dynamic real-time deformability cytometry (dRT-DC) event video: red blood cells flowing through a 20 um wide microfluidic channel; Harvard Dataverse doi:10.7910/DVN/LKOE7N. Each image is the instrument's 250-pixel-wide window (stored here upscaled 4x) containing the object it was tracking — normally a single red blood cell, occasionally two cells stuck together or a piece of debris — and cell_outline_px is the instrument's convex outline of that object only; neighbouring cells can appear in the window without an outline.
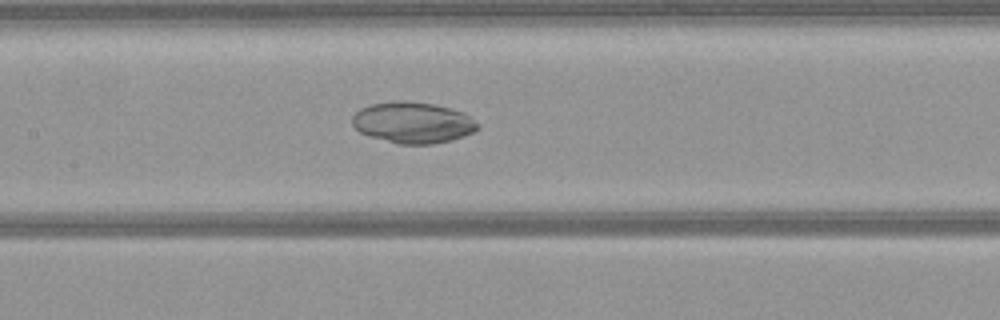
{"species": "common noctule bat (a hibernating species)", "species_latin": "Nyctalus noctula", "temperature_condition": "warm", "stored_images_in_passage": 49, "camera_frame_rate_fps": 3000, "um_per_image_px": 0.085, "animal": {"sex": "female", "body_mass_g": 21.9}, "frame": {"image": 1, "passage_image": 24, "time_ms": 7.667, "image_size_px": [1000, 320], "cell_outline_px": [[480, 128], [464, 136], [452, 140], [432, 144], [400, 144], [368, 136], [360, 132], [352, 124], [352, 116], [360, 108], [372, 104], [392, 100], [396, 100], [432, 104], [452, 108], [464, 112], [480, 124]], "centroid_in_image_um": [35.1, 10.42], "position_along_channel_um": 172.3, "area_um2": 30.23}}
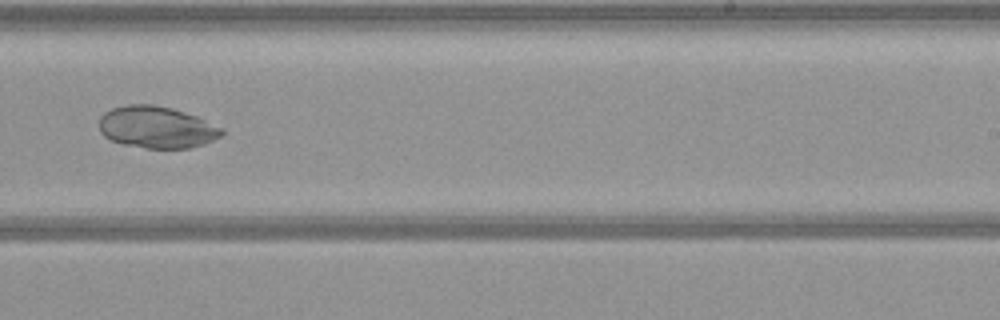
{"frame": {"image": 2, "passage_image": 32, "time_ms": 10.333, "image_size_px": [1000, 320], "cell_outline_px": [[224, 136], [204, 144], [188, 148], [148, 148], [124, 144], [112, 140], [104, 136], [100, 132], [100, 116], [104, 112], [112, 108], [128, 104], [152, 104], [172, 108], [196, 116], [224, 128]], "centroid_in_image_um": [13.35, 10.81], "position_along_channel_um": 275.7, "area_um2": 30.0}}
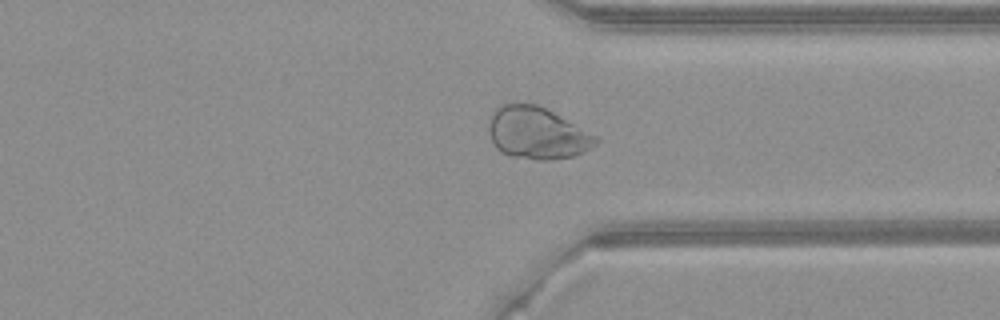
{"frame": {"image": 3, "passage_image": 39, "time_ms": 12.667, "image_size_px": [1000, 320], "cell_outline_px": [[600, 140], [596, 144], [584, 152], [572, 156], [552, 160], [536, 160], [512, 156], [500, 152], [496, 148], [492, 140], [488, 128], [492, 112], [500, 104], [536, 104], [600, 136]], "centroid_in_image_um": [45.68, 11.33], "position_along_channel_um": 365.7, "area_um2": 32.48}}